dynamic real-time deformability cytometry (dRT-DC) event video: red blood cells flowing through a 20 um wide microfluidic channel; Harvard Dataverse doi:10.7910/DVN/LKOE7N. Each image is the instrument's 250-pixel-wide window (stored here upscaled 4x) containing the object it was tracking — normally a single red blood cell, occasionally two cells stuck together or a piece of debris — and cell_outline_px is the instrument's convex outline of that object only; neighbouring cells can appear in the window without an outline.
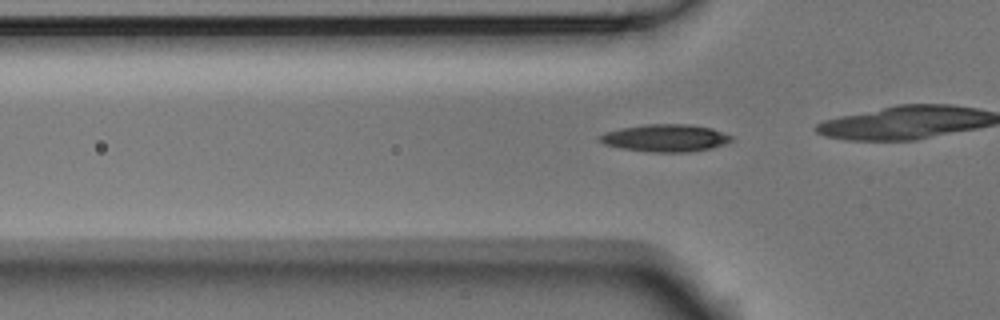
{"species": "Egyptian fruit bat (a non-hibernating species)", "species_latin": "Rousettus aegyptiacus", "temperature_condition": "room temperature", "stored_images_in_passage": 39, "camera_frame_rate_fps": 3000, "um_per_image_px": 0.085, "animal": {"sex": "male"}, "frame": {"image": 1, "passage_image": 14, "time_ms": 4.333, "image_size_px": [1000, 320], "cell_outline_px": [[732, 140], [724, 144], [712, 148], [688, 152], [652, 152], [620, 148], [604, 144], [600, 140], [600, 136], [604, 132], [624, 128], [648, 124], [692, 124], [712, 128], [732, 136]], "centroid_in_image_um": [56.59, 11.73], "position_along_channel_um": 69.2, "area_um2": 20.87}}
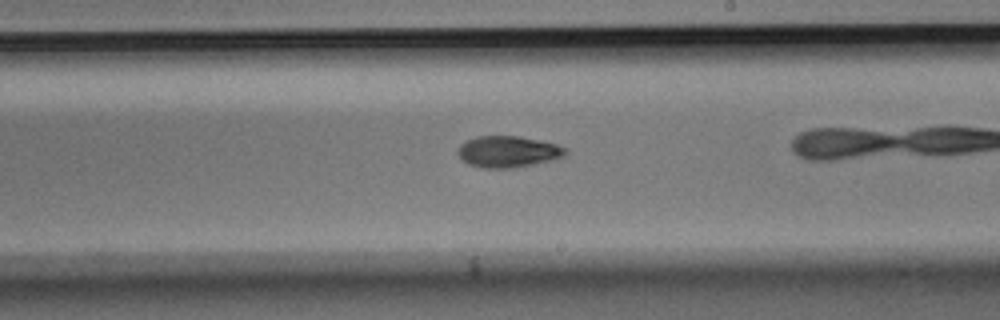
{"frame": {"image": 2, "passage_image": 28, "time_ms": 9.0, "image_size_px": [1000, 320], "cell_outline_px": [[568, 152], [564, 156], [552, 160], [512, 168], [480, 168], [468, 164], [456, 152], [460, 144], [476, 136], [520, 136], [540, 140], [556, 144], [568, 148]], "centroid_in_image_um": [43.19, 12.89], "position_along_channel_um": 245.8, "area_um2": 19.77}}
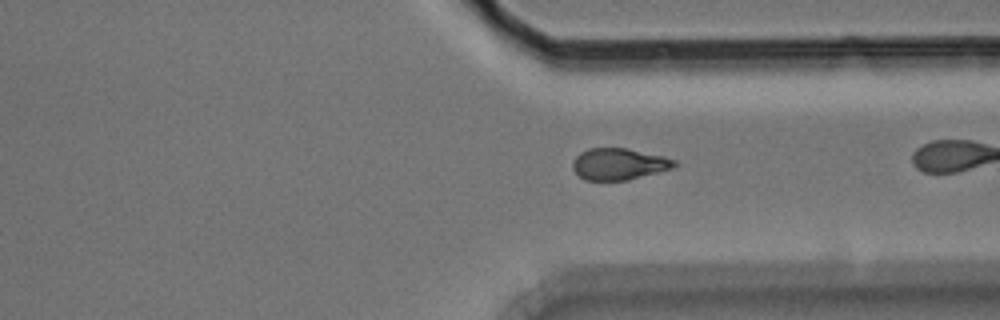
{"frame": {"image": 3, "passage_image": 37, "time_ms": 12.0, "image_size_px": [1000, 320], "cell_outline_px": [[680, 164], [672, 168], [628, 180], [584, 180], [572, 168], [572, 160], [580, 152], [588, 148], [628, 148], [664, 156], [676, 160]], "centroid_in_image_um": [52.61, 13.93], "position_along_channel_um": 358.8, "area_um2": 18.84}}